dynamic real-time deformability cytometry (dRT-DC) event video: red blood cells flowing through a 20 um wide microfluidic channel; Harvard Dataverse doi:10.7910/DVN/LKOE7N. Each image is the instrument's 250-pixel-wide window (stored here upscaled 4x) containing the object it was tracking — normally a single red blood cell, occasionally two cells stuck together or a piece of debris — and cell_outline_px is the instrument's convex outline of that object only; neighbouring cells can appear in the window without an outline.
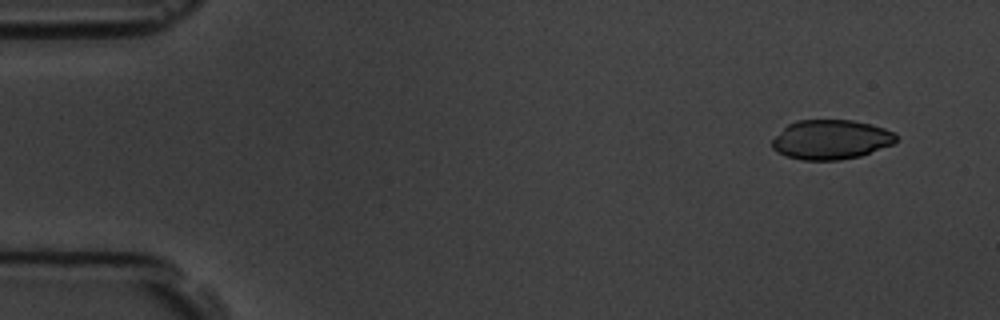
{"species": "common noctule bat (a hibernating species)", "species_latin": "Nyctalus noctula", "temperature_condition": "room temperature", "stored_images_in_passage": 5, "camera_frame_rate_fps": 3000, "um_per_image_px": 0.085, "animal": {"sex": "male", "body_mass_g": 19.5, "forearm_length_mm": 54.6}, "frame": {"image": 1, "passage_image": 1, "time_ms": 0.0, "image_size_px": [1000, 320], "cell_outline_px": [[896, 140], [892, 144], [860, 156], [840, 160], [800, 160], [776, 152], [772, 148], [772, 140], [788, 124], [796, 120], [852, 120], [872, 124], [896, 132]], "centroid_in_image_um": [70.63, 11.86], "position_along_channel_um": 14.4, "area_um2": 28.55}}